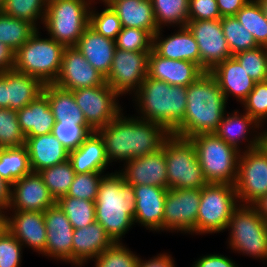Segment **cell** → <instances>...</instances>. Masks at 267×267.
I'll use <instances>...</instances> for the list:
<instances>
[{"mask_svg": "<svg viewBox=\"0 0 267 267\" xmlns=\"http://www.w3.org/2000/svg\"><path fill=\"white\" fill-rule=\"evenodd\" d=\"M103 140L109 165L153 153L162 147L170 133L160 124L124 116L123 111L105 127L96 131Z\"/></svg>", "mask_w": 267, "mask_h": 267, "instance_id": "6da1fadb", "label": "cell"}, {"mask_svg": "<svg viewBox=\"0 0 267 267\" xmlns=\"http://www.w3.org/2000/svg\"><path fill=\"white\" fill-rule=\"evenodd\" d=\"M183 121L170 133L189 139L201 133H214L227 112V100L209 73H203L187 87Z\"/></svg>", "mask_w": 267, "mask_h": 267, "instance_id": "7a4b0ae2", "label": "cell"}, {"mask_svg": "<svg viewBox=\"0 0 267 267\" xmlns=\"http://www.w3.org/2000/svg\"><path fill=\"white\" fill-rule=\"evenodd\" d=\"M135 203L133 186L125 183L119 171L103 175L95 199V217L114 242H122L134 225Z\"/></svg>", "mask_w": 267, "mask_h": 267, "instance_id": "3957f363", "label": "cell"}, {"mask_svg": "<svg viewBox=\"0 0 267 267\" xmlns=\"http://www.w3.org/2000/svg\"><path fill=\"white\" fill-rule=\"evenodd\" d=\"M141 120L162 125L171 133L182 121L187 106V87L146 77L132 94ZM141 116V117H140Z\"/></svg>", "mask_w": 267, "mask_h": 267, "instance_id": "277c9868", "label": "cell"}, {"mask_svg": "<svg viewBox=\"0 0 267 267\" xmlns=\"http://www.w3.org/2000/svg\"><path fill=\"white\" fill-rule=\"evenodd\" d=\"M95 0H54L46 5L43 28L49 37L65 47H75L89 27Z\"/></svg>", "mask_w": 267, "mask_h": 267, "instance_id": "5b68a950", "label": "cell"}, {"mask_svg": "<svg viewBox=\"0 0 267 267\" xmlns=\"http://www.w3.org/2000/svg\"><path fill=\"white\" fill-rule=\"evenodd\" d=\"M39 29L16 52L14 70L53 84L59 74L66 48L51 37L42 38Z\"/></svg>", "mask_w": 267, "mask_h": 267, "instance_id": "8992f818", "label": "cell"}, {"mask_svg": "<svg viewBox=\"0 0 267 267\" xmlns=\"http://www.w3.org/2000/svg\"><path fill=\"white\" fill-rule=\"evenodd\" d=\"M189 139L195 145L207 182L234 185L241 152L215 133H201Z\"/></svg>", "mask_w": 267, "mask_h": 267, "instance_id": "52a82bcc", "label": "cell"}, {"mask_svg": "<svg viewBox=\"0 0 267 267\" xmlns=\"http://www.w3.org/2000/svg\"><path fill=\"white\" fill-rule=\"evenodd\" d=\"M165 149L168 189H201L208 184L190 139L170 134Z\"/></svg>", "mask_w": 267, "mask_h": 267, "instance_id": "ba28073f", "label": "cell"}, {"mask_svg": "<svg viewBox=\"0 0 267 267\" xmlns=\"http://www.w3.org/2000/svg\"><path fill=\"white\" fill-rule=\"evenodd\" d=\"M228 248L267 261V222L252 205H239L228 222Z\"/></svg>", "mask_w": 267, "mask_h": 267, "instance_id": "9c48e42d", "label": "cell"}, {"mask_svg": "<svg viewBox=\"0 0 267 267\" xmlns=\"http://www.w3.org/2000/svg\"><path fill=\"white\" fill-rule=\"evenodd\" d=\"M239 205L234 185L206 184L201 188L195 234L204 235L226 231L233 211Z\"/></svg>", "mask_w": 267, "mask_h": 267, "instance_id": "30bf717a", "label": "cell"}, {"mask_svg": "<svg viewBox=\"0 0 267 267\" xmlns=\"http://www.w3.org/2000/svg\"><path fill=\"white\" fill-rule=\"evenodd\" d=\"M240 205H253L267 194V148L241 151L234 184Z\"/></svg>", "mask_w": 267, "mask_h": 267, "instance_id": "8fae6325", "label": "cell"}, {"mask_svg": "<svg viewBox=\"0 0 267 267\" xmlns=\"http://www.w3.org/2000/svg\"><path fill=\"white\" fill-rule=\"evenodd\" d=\"M72 92L87 125L93 131L105 127L123 111L118 100L120 96L107 83Z\"/></svg>", "mask_w": 267, "mask_h": 267, "instance_id": "7c38bea8", "label": "cell"}, {"mask_svg": "<svg viewBox=\"0 0 267 267\" xmlns=\"http://www.w3.org/2000/svg\"><path fill=\"white\" fill-rule=\"evenodd\" d=\"M200 199L201 189H168L162 231L194 235Z\"/></svg>", "mask_w": 267, "mask_h": 267, "instance_id": "4fadbf2b", "label": "cell"}, {"mask_svg": "<svg viewBox=\"0 0 267 267\" xmlns=\"http://www.w3.org/2000/svg\"><path fill=\"white\" fill-rule=\"evenodd\" d=\"M149 54L116 48L106 83L121 97L134 94L147 77Z\"/></svg>", "mask_w": 267, "mask_h": 267, "instance_id": "5bb4252c", "label": "cell"}, {"mask_svg": "<svg viewBox=\"0 0 267 267\" xmlns=\"http://www.w3.org/2000/svg\"><path fill=\"white\" fill-rule=\"evenodd\" d=\"M186 26L198 44L200 67L205 72H209L218 63L232 57L220 19L188 20Z\"/></svg>", "mask_w": 267, "mask_h": 267, "instance_id": "9a60e30c", "label": "cell"}, {"mask_svg": "<svg viewBox=\"0 0 267 267\" xmlns=\"http://www.w3.org/2000/svg\"><path fill=\"white\" fill-rule=\"evenodd\" d=\"M53 84L73 91L106 84V77L89 64L76 47H66L59 74Z\"/></svg>", "mask_w": 267, "mask_h": 267, "instance_id": "2e32d148", "label": "cell"}, {"mask_svg": "<svg viewBox=\"0 0 267 267\" xmlns=\"http://www.w3.org/2000/svg\"><path fill=\"white\" fill-rule=\"evenodd\" d=\"M56 204L39 172H31L11 185L8 211L44 212Z\"/></svg>", "mask_w": 267, "mask_h": 267, "instance_id": "e0dca14e", "label": "cell"}, {"mask_svg": "<svg viewBox=\"0 0 267 267\" xmlns=\"http://www.w3.org/2000/svg\"><path fill=\"white\" fill-rule=\"evenodd\" d=\"M46 223L45 256L72 265L74 228L66 214L55 204L44 211Z\"/></svg>", "mask_w": 267, "mask_h": 267, "instance_id": "ac0fdd59", "label": "cell"}, {"mask_svg": "<svg viewBox=\"0 0 267 267\" xmlns=\"http://www.w3.org/2000/svg\"><path fill=\"white\" fill-rule=\"evenodd\" d=\"M118 170L125 183L132 186L151 185L168 189L165 149L134 158Z\"/></svg>", "mask_w": 267, "mask_h": 267, "instance_id": "d6986e66", "label": "cell"}, {"mask_svg": "<svg viewBox=\"0 0 267 267\" xmlns=\"http://www.w3.org/2000/svg\"><path fill=\"white\" fill-rule=\"evenodd\" d=\"M259 129L262 130V126L244 110L243 113L239 112V110H233L231 113H225L218 129L214 133L241 152L252 150L262 145L263 132ZM244 141L248 143H246V147L244 146L243 150L240 145Z\"/></svg>", "mask_w": 267, "mask_h": 267, "instance_id": "ffe728a7", "label": "cell"}, {"mask_svg": "<svg viewBox=\"0 0 267 267\" xmlns=\"http://www.w3.org/2000/svg\"><path fill=\"white\" fill-rule=\"evenodd\" d=\"M7 230L23 247L32 248L33 251L45 256L47 231L44 212L7 211Z\"/></svg>", "mask_w": 267, "mask_h": 267, "instance_id": "44dd1931", "label": "cell"}, {"mask_svg": "<svg viewBox=\"0 0 267 267\" xmlns=\"http://www.w3.org/2000/svg\"><path fill=\"white\" fill-rule=\"evenodd\" d=\"M205 71L196 63L161 57L153 49L148 59L147 76L170 85L188 87Z\"/></svg>", "mask_w": 267, "mask_h": 267, "instance_id": "7402d4cb", "label": "cell"}, {"mask_svg": "<svg viewBox=\"0 0 267 267\" xmlns=\"http://www.w3.org/2000/svg\"><path fill=\"white\" fill-rule=\"evenodd\" d=\"M136 198L134 225L137 223L147 230L162 232L164 203L167 188L151 185L133 186Z\"/></svg>", "mask_w": 267, "mask_h": 267, "instance_id": "603a6c76", "label": "cell"}, {"mask_svg": "<svg viewBox=\"0 0 267 267\" xmlns=\"http://www.w3.org/2000/svg\"><path fill=\"white\" fill-rule=\"evenodd\" d=\"M72 243V265L82 267L112 246L115 242L98 222L84 228L74 229Z\"/></svg>", "mask_w": 267, "mask_h": 267, "instance_id": "cb8c5ba5", "label": "cell"}, {"mask_svg": "<svg viewBox=\"0 0 267 267\" xmlns=\"http://www.w3.org/2000/svg\"><path fill=\"white\" fill-rule=\"evenodd\" d=\"M163 29L153 35V50L168 59L186 60L200 66V51L198 44L187 26L179 27L173 34L162 37Z\"/></svg>", "mask_w": 267, "mask_h": 267, "instance_id": "d4e9b609", "label": "cell"}, {"mask_svg": "<svg viewBox=\"0 0 267 267\" xmlns=\"http://www.w3.org/2000/svg\"><path fill=\"white\" fill-rule=\"evenodd\" d=\"M209 73L217 81L226 100L228 101L229 96H233L240 104L247 98L256 83L233 56L218 63Z\"/></svg>", "mask_w": 267, "mask_h": 267, "instance_id": "484cf974", "label": "cell"}, {"mask_svg": "<svg viewBox=\"0 0 267 267\" xmlns=\"http://www.w3.org/2000/svg\"><path fill=\"white\" fill-rule=\"evenodd\" d=\"M25 137L32 172H39L69 159V150L53 133Z\"/></svg>", "mask_w": 267, "mask_h": 267, "instance_id": "4316f807", "label": "cell"}, {"mask_svg": "<svg viewBox=\"0 0 267 267\" xmlns=\"http://www.w3.org/2000/svg\"><path fill=\"white\" fill-rule=\"evenodd\" d=\"M75 47L85 57L89 64L107 77L116 50L115 40L98 34L89 26L83 32Z\"/></svg>", "mask_w": 267, "mask_h": 267, "instance_id": "83f0119b", "label": "cell"}, {"mask_svg": "<svg viewBox=\"0 0 267 267\" xmlns=\"http://www.w3.org/2000/svg\"><path fill=\"white\" fill-rule=\"evenodd\" d=\"M69 160L75 173L105 172L109 165L100 135L91 132L74 150L69 151Z\"/></svg>", "mask_w": 267, "mask_h": 267, "instance_id": "f1b7e54d", "label": "cell"}, {"mask_svg": "<svg viewBox=\"0 0 267 267\" xmlns=\"http://www.w3.org/2000/svg\"><path fill=\"white\" fill-rule=\"evenodd\" d=\"M18 122L25 136L52 133L55 118L47 96L42 93L27 106L17 111Z\"/></svg>", "mask_w": 267, "mask_h": 267, "instance_id": "f546056e", "label": "cell"}, {"mask_svg": "<svg viewBox=\"0 0 267 267\" xmlns=\"http://www.w3.org/2000/svg\"><path fill=\"white\" fill-rule=\"evenodd\" d=\"M6 79L8 108L20 110L43 93L44 84L37 78L12 69L1 73Z\"/></svg>", "mask_w": 267, "mask_h": 267, "instance_id": "4dcf8cb0", "label": "cell"}, {"mask_svg": "<svg viewBox=\"0 0 267 267\" xmlns=\"http://www.w3.org/2000/svg\"><path fill=\"white\" fill-rule=\"evenodd\" d=\"M110 6L122 27L143 29L152 35L159 30L151 0H115Z\"/></svg>", "mask_w": 267, "mask_h": 267, "instance_id": "1f68e13d", "label": "cell"}, {"mask_svg": "<svg viewBox=\"0 0 267 267\" xmlns=\"http://www.w3.org/2000/svg\"><path fill=\"white\" fill-rule=\"evenodd\" d=\"M43 93L47 96L55 121H72L83 125L90 133L94 132L86 123L82 110L78 107L71 90L62 89L55 84H45Z\"/></svg>", "mask_w": 267, "mask_h": 267, "instance_id": "d6a6232c", "label": "cell"}, {"mask_svg": "<svg viewBox=\"0 0 267 267\" xmlns=\"http://www.w3.org/2000/svg\"><path fill=\"white\" fill-rule=\"evenodd\" d=\"M32 172L28 150L20 147L0 148V177L13 185L18 179Z\"/></svg>", "mask_w": 267, "mask_h": 267, "instance_id": "836d02e7", "label": "cell"}, {"mask_svg": "<svg viewBox=\"0 0 267 267\" xmlns=\"http://www.w3.org/2000/svg\"><path fill=\"white\" fill-rule=\"evenodd\" d=\"M31 22L0 11V42L17 51L37 31Z\"/></svg>", "mask_w": 267, "mask_h": 267, "instance_id": "e575fe53", "label": "cell"}, {"mask_svg": "<svg viewBox=\"0 0 267 267\" xmlns=\"http://www.w3.org/2000/svg\"><path fill=\"white\" fill-rule=\"evenodd\" d=\"M158 29L184 27L188 23L189 0H151Z\"/></svg>", "mask_w": 267, "mask_h": 267, "instance_id": "d590c367", "label": "cell"}, {"mask_svg": "<svg viewBox=\"0 0 267 267\" xmlns=\"http://www.w3.org/2000/svg\"><path fill=\"white\" fill-rule=\"evenodd\" d=\"M39 174L42 176L49 193L57 201L67 194L76 173L68 159L63 163L42 169Z\"/></svg>", "mask_w": 267, "mask_h": 267, "instance_id": "8d00e7d4", "label": "cell"}, {"mask_svg": "<svg viewBox=\"0 0 267 267\" xmlns=\"http://www.w3.org/2000/svg\"><path fill=\"white\" fill-rule=\"evenodd\" d=\"M235 17L253 35L259 46L267 47V19L256 0H249Z\"/></svg>", "mask_w": 267, "mask_h": 267, "instance_id": "74e56055", "label": "cell"}, {"mask_svg": "<svg viewBox=\"0 0 267 267\" xmlns=\"http://www.w3.org/2000/svg\"><path fill=\"white\" fill-rule=\"evenodd\" d=\"M56 204L66 214L74 229L84 228L96 221L95 201L65 195Z\"/></svg>", "mask_w": 267, "mask_h": 267, "instance_id": "f35d334b", "label": "cell"}, {"mask_svg": "<svg viewBox=\"0 0 267 267\" xmlns=\"http://www.w3.org/2000/svg\"><path fill=\"white\" fill-rule=\"evenodd\" d=\"M221 26L232 56L259 47L253 35L235 16L222 17Z\"/></svg>", "mask_w": 267, "mask_h": 267, "instance_id": "ab89813d", "label": "cell"}, {"mask_svg": "<svg viewBox=\"0 0 267 267\" xmlns=\"http://www.w3.org/2000/svg\"><path fill=\"white\" fill-rule=\"evenodd\" d=\"M46 5L45 0H5L1 11L11 17L27 20L39 29L38 23L43 24Z\"/></svg>", "mask_w": 267, "mask_h": 267, "instance_id": "60d3db41", "label": "cell"}, {"mask_svg": "<svg viewBox=\"0 0 267 267\" xmlns=\"http://www.w3.org/2000/svg\"><path fill=\"white\" fill-rule=\"evenodd\" d=\"M91 261H94L95 267H137L139 255L123 242H115Z\"/></svg>", "mask_w": 267, "mask_h": 267, "instance_id": "b9f144b4", "label": "cell"}, {"mask_svg": "<svg viewBox=\"0 0 267 267\" xmlns=\"http://www.w3.org/2000/svg\"><path fill=\"white\" fill-rule=\"evenodd\" d=\"M25 142L26 137L20 128L17 111L0 108V148L20 147Z\"/></svg>", "mask_w": 267, "mask_h": 267, "instance_id": "7bdbcfd3", "label": "cell"}, {"mask_svg": "<svg viewBox=\"0 0 267 267\" xmlns=\"http://www.w3.org/2000/svg\"><path fill=\"white\" fill-rule=\"evenodd\" d=\"M247 74L255 81L267 80V47L241 51L233 55Z\"/></svg>", "mask_w": 267, "mask_h": 267, "instance_id": "ee69618b", "label": "cell"}, {"mask_svg": "<svg viewBox=\"0 0 267 267\" xmlns=\"http://www.w3.org/2000/svg\"><path fill=\"white\" fill-rule=\"evenodd\" d=\"M90 9L89 26L98 34L112 40H116L118 34L122 30L121 21L117 13L109 5H105V9L101 12L96 11L95 6Z\"/></svg>", "mask_w": 267, "mask_h": 267, "instance_id": "f6af8a7d", "label": "cell"}, {"mask_svg": "<svg viewBox=\"0 0 267 267\" xmlns=\"http://www.w3.org/2000/svg\"><path fill=\"white\" fill-rule=\"evenodd\" d=\"M116 48L124 51H151L153 35L146 30L122 27L115 40Z\"/></svg>", "mask_w": 267, "mask_h": 267, "instance_id": "bcb514c9", "label": "cell"}, {"mask_svg": "<svg viewBox=\"0 0 267 267\" xmlns=\"http://www.w3.org/2000/svg\"><path fill=\"white\" fill-rule=\"evenodd\" d=\"M105 172L76 173L66 196L95 201Z\"/></svg>", "mask_w": 267, "mask_h": 267, "instance_id": "7dc6e473", "label": "cell"}, {"mask_svg": "<svg viewBox=\"0 0 267 267\" xmlns=\"http://www.w3.org/2000/svg\"><path fill=\"white\" fill-rule=\"evenodd\" d=\"M52 133L69 151L76 149L90 132L71 119L56 121Z\"/></svg>", "mask_w": 267, "mask_h": 267, "instance_id": "c3c4849f", "label": "cell"}, {"mask_svg": "<svg viewBox=\"0 0 267 267\" xmlns=\"http://www.w3.org/2000/svg\"><path fill=\"white\" fill-rule=\"evenodd\" d=\"M243 110L261 126L267 121V80L256 82L253 90L241 103Z\"/></svg>", "mask_w": 267, "mask_h": 267, "instance_id": "681fc988", "label": "cell"}, {"mask_svg": "<svg viewBox=\"0 0 267 267\" xmlns=\"http://www.w3.org/2000/svg\"><path fill=\"white\" fill-rule=\"evenodd\" d=\"M23 245L8 231L0 235V267H21Z\"/></svg>", "mask_w": 267, "mask_h": 267, "instance_id": "f907efd6", "label": "cell"}, {"mask_svg": "<svg viewBox=\"0 0 267 267\" xmlns=\"http://www.w3.org/2000/svg\"><path fill=\"white\" fill-rule=\"evenodd\" d=\"M221 19L216 0H189L188 20Z\"/></svg>", "mask_w": 267, "mask_h": 267, "instance_id": "816d5d0a", "label": "cell"}, {"mask_svg": "<svg viewBox=\"0 0 267 267\" xmlns=\"http://www.w3.org/2000/svg\"><path fill=\"white\" fill-rule=\"evenodd\" d=\"M192 267H239L230 257L222 254L200 256L193 262Z\"/></svg>", "mask_w": 267, "mask_h": 267, "instance_id": "f5cc1de1", "label": "cell"}, {"mask_svg": "<svg viewBox=\"0 0 267 267\" xmlns=\"http://www.w3.org/2000/svg\"><path fill=\"white\" fill-rule=\"evenodd\" d=\"M175 261L168 253H160L156 256L143 260L139 257L137 267H175Z\"/></svg>", "mask_w": 267, "mask_h": 267, "instance_id": "db71d44e", "label": "cell"}, {"mask_svg": "<svg viewBox=\"0 0 267 267\" xmlns=\"http://www.w3.org/2000/svg\"><path fill=\"white\" fill-rule=\"evenodd\" d=\"M222 17L235 16L249 0H216Z\"/></svg>", "mask_w": 267, "mask_h": 267, "instance_id": "11a10c76", "label": "cell"}, {"mask_svg": "<svg viewBox=\"0 0 267 267\" xmlns=\"http://www.w3.org/2000/svg\"><path fill=\"white\" fill-rule=\"evenodd\" d=\"M15 51L8 45L0 42V74L14 69Z\"/></svg>", "mask_w": 267, "mask_h": 267, "instance_id": "9f6ffc18", "label": "cell"}, {"mask_svg": "<svg viewBox=\"0 0 267 267\" xmlns=\"http://www.w3.org/2000/svg\"><path fill=\"white\" fill-rule=\"evenodd\" d=\"M11 185L0 177V210L8 211Z\"/></svg>", "mask_w": 267, "mask_h": 267, "instance_id": "6f0895ef", "label": "cell"}, {"mask_svg": "<svg viewBox=\"0 0 267 267\" xmlns=\"http://www.w3.org/2000/svg\"><path fill=\"white\" fill-rule=\"evenodd\" d=\"M258 214L267 222V194L252 205Z\"/></svg>", "mask_w": 267, "mask_h": 267, "instance_id": "680465c9", "label": "cell"}, {"mask_svg": "<svg viewBox=\"0 0 267 267\" xmlns=\"http://www.w3.org/2000/svg\"><path fill=\"white\" fill-rule=\"evenodd\" d=\"M0 108H8L6 79L0 74Z\"/></svg>", "mask_w": 267, "mask_h": 267, "instance_id": "91938a15", "label": "cell"}, {"mask_svg": "<svg viewBox=\"0 0 267 267\" xmlns=\"http://www.w3.org/2000/svg\"><path fill=\"white\" fill-rule=\"evenodd\" d=\"M7 230V211L0 210V235Z\"/></svg>", "mask_w": 267, "mask_h": 267, "instance_id": "94428289", "label": "cell"}, {"mask_svg": "<svg viewBox=\"0 0 267 267\" xmlns=\"http://www.w3.org/2000/svg\"><path fill=\"white\" fill-rule=\"evenodd\" d=\"M256 1L260 4V6L263 10V13L267 19V0H256Z\"/></svg>", "mask_w": 267, "mask_h": 267, "instance_id": "6125c7cd", "label": "cell"}, {"mask_svg": "<svg viewBox=\"0 0 267 267\" xmlns=\"http://www.w3.org/2000/svg\"><path fill=\"white\" fill-rule=\"evenodd\" d=\"M262 132V144L267 148V129H263Z\"/></svg>", "mask_w": 267, "mask_h": 267, "instance_id": "be15d7a7", "label": "cell"}, {"mask_svg": "<svg viewBox=\"0 0 267 267\" xmlns=\"http://www.w3.org/2000/svg\"><path fill=\"white\" fill-rule=\"evenodd\" d=\"M101 1V3H104L103 5H111L115 0H97Z\"/></svg>", "mask_w": 267, "mask_h": 267, "instance_id": "e7e4bbea", "label": "cell"}, {"mask_svg": "<svg viewBox=\"0 0 267 267\" xmlns=\"http://www.w3.org/2000/svg\"><path fill=\"white\" fill-rule=\"evenodd\" d=\"M5 0H0V11L2 10L4 6Z\"/></svg>", "mask_w": 267, "mask_h": 267, "instance_id": "03108f58", "label": "cell"}, {"mask_svg": "<svg viewBox=\"0 0 267 267\" xmlns=\"http://www.w3.org/2000/svg\"><path fill=\"white\" fill-rule=\"evenodd\" d=\"M54 0H45L46 4H48L49 2H52Z\"/></svg>", "mask_w": 267, "mask_h": 267, "instance_id": "003e7915", "label": "cell"}]
</instances>
